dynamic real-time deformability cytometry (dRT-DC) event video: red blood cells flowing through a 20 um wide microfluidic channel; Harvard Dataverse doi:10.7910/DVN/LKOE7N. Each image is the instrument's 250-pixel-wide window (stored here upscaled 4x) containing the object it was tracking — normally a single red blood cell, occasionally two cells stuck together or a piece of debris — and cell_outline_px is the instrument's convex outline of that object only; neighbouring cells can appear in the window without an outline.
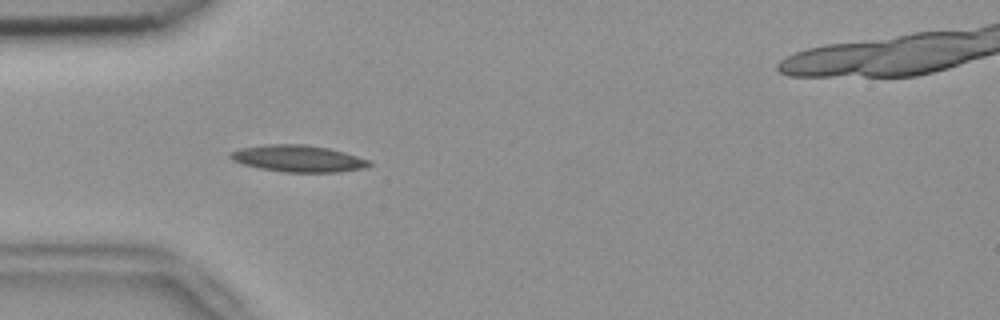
{"species": "common noctule bat (a hibernating species)", "species_latin": "Nyctalus noctula", "temperature_condition": "room temperature", "stored_images_in_passage": 40, "segment_of_instrument_passage": [1, 2], "camera_frame_rate_fps": 3000, "um_per_image_px": 0.085, "animal": {"sex": "female", "body_mass_g": 18.4}, "frame": {"image": 1, "passage_image": 1, "time_ms": 0.0, "image_size_px": [1000, 320], "cell_outline_px": [[372, 164], [364, 168], [340, 172], [284, 172], [260, 168], [244, 164], [232, 160], [228, 156], [228, 152], [240, 148], [268, 144], [304, 144], [328, 148], [344, 152], [372, 160]], "centroid_in_image_um": [25.35, 13.47], "position_along_channel_um": 59.6, "area_um2": 21.73}}
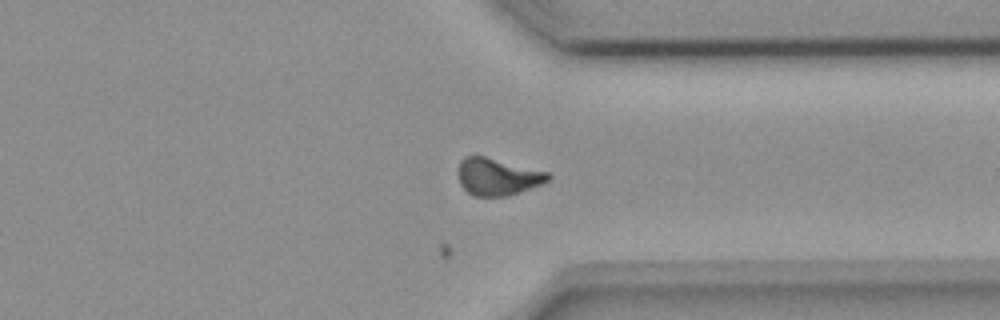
{"frame": {"image": 2, "passage_image": 26, "time_ms": 8.333, "image_size_px": [1000, 320], "cell_outline_px": [[552, 176], [548, 180], [540, 184], [520, 192], [508, 196], [472, 196], [460, 184], [456, 172], [460, 160], [464, 156], [484, 156], [548, 172]], "centroid_in_image_um": [42.24, 15.02], "position_along_channel_um": 369.2, "area_um2": 19.48}}
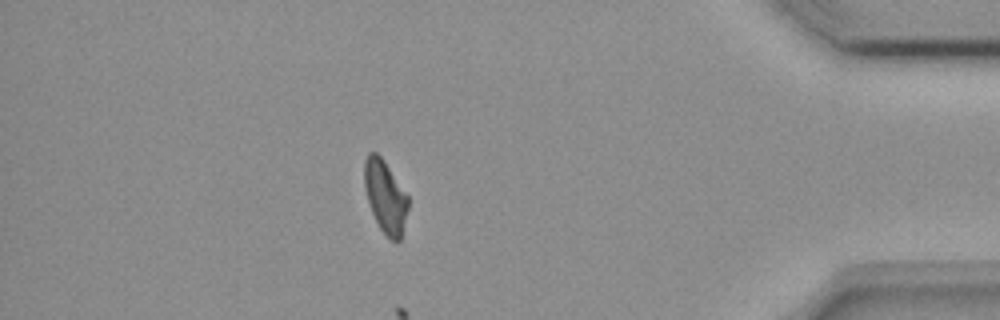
{"frame": {"image": 3, "passage_image": 32, "time_ms": 10.333, "image_size_px": [1000, 320], "cell_outline_px": [[408, 208], [400, 240], [396, 244], [380, 228], [372, 212], [364, 188], [364, 160], [368, 152], [376, 152], [384, 160], [408, 196]], "centroid_in_image_um": [32.74, 16.69], "position_along_channel_um": 402.5, "area_um2": 18.32}}